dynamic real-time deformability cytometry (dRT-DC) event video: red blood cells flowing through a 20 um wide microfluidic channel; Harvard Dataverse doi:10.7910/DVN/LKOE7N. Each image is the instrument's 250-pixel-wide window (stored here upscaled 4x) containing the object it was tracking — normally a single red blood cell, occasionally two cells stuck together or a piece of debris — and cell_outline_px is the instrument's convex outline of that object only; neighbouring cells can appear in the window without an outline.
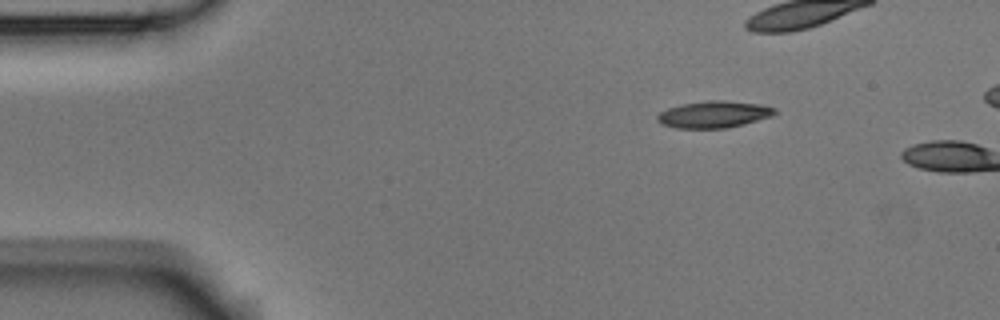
{"species": "Egyptian fruit bat (a non-hibernating species)", "species_latin": "Rousettus aegyptiacus", "temperature_condition": "room temperature", "stored_images_in_passage": 2, "camera_frame_rate_fps": 3000, "um_per_image_px": 0.085, "animal": {"sex": "male"}, "frame": {"image": 1, "passage_image": 1, "time_ms": 0.0, "image_size_px": [1000, 320], "cell_outline_px": [[776, 112], [772, 116], [744, 124], [724, 128], [676, 128], [660, 124], [656, 120], [656, 116], [660, 112], [668, 108], [680, 104], [708, 100], [724, 100], [760, 104], [776, 108]], "centroid_in_image_um": [60.65, 9.72], "position_along_channel_um": 24.4, "area_um2": 18.44}}